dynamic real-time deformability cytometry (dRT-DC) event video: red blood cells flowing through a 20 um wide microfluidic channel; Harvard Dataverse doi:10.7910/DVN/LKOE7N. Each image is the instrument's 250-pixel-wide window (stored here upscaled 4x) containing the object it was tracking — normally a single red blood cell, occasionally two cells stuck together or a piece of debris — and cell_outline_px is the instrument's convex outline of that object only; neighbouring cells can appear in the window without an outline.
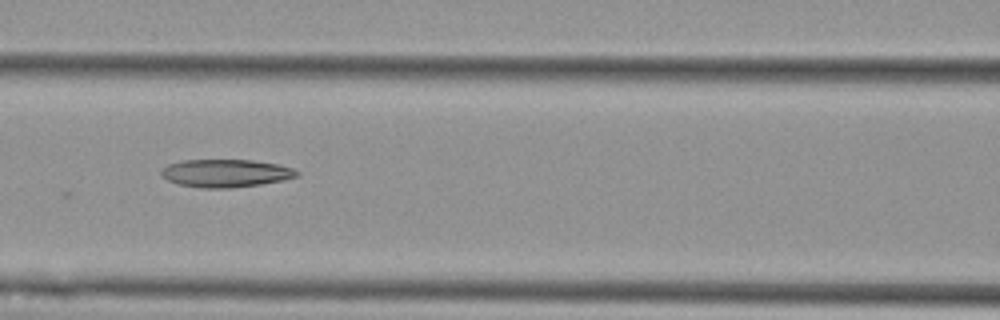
{"species": "Egyptian fruit bat (a non-hibernating species)", "species_latin": "Rousettus aegyptiacus", "temperature_condition": "cold", "stored_images_in_passage": 11, "camera_frame_rate_fps": 3000, "um_per_image_px": 0.085, "animal": {"sex": "female"}, "frame": {"image": 1, "passage_image": 7, "time_ms": 8.0, "image_size_px": [1000, 320], "cell_outline_px": [[300, 172], [296, 176], [284, 180], [260, 184], [228, 188], [200, 188], [180, 184], [168, 180], [160, 172], [160, 168], [168, 164], [184, 160], [252, 160], [276, 164], [292, 168]], "centroid_in_image_um": [19.16, 14.72], "position_along_channel_um": 147.4, "area_um2": 21.85}}
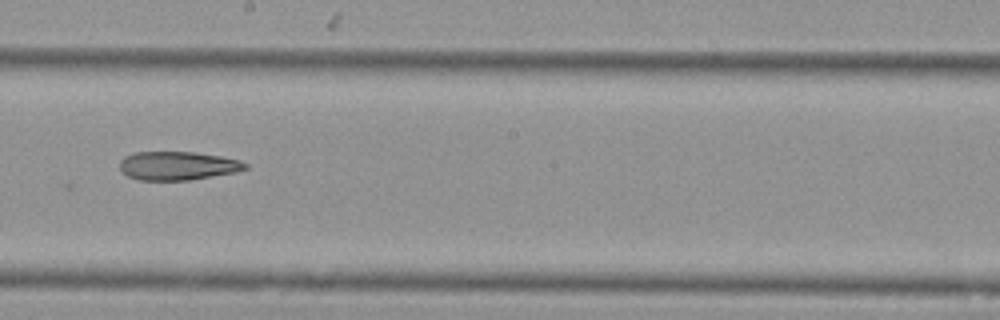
{"frame": {"image": 2, "passage_image": 9, "time_ms": 10.333, "image_size_px": [1000, 320], "cell_outline_px": [[248, 168], [236, 172], [188, 180], [140, 180], [128, 176], [120, 168], [120, 160], [124, 156], [132, 152], [196, 152], [220, 156], [240, 160], [248, 164]], "centroid_in_image_um": [15.11, 14.08], "position_along_channel_um": 233.1, "area_um2": 20.92}}
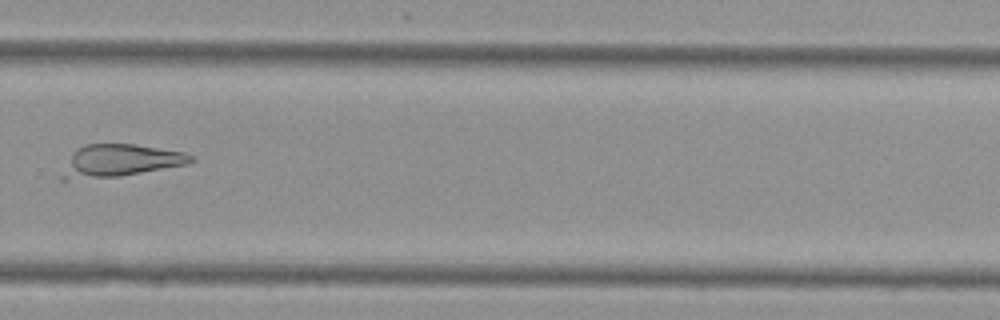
{"frame": {"image": 3, "passage_image": 11, "time_ms": 12.667, "image_size_px": [1000, 320], "cell_outline_px": [[196, 160], [188, 164], [120, 176], [64, 180], [60, 180], [60, 176], [72, 152], [76, 148], [84, 144], [132, 144], [184, 152], [192, 156]], "centroid_in_image_um": [10.17, 13.66], "position_along_channel_um": 319.6, "area_um2": 24.1}}